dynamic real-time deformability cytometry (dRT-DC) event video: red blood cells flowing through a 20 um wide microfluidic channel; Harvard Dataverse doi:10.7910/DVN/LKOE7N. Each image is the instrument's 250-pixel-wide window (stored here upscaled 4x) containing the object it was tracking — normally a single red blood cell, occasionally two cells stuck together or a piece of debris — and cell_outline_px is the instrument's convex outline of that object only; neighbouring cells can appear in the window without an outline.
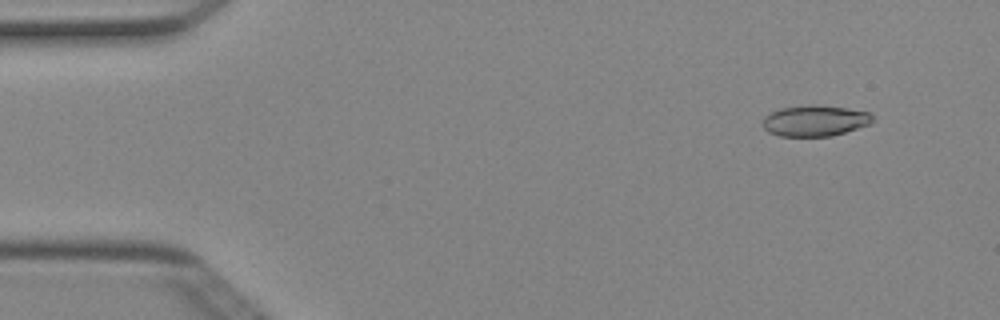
{"species": "Egyptian fruit bat (a non-hibernating species)", "species_latin": "Rousettus aegyptiacus", "temperature_condition": "cold", "stored_images_in_passage": 4, "camera_frame_rate_fps": 3000, "um_per_image_px": 0.085, "animal": {"sex": "female"}, "frame": {"image": 1, "passage_image": 2, "time_ms": 0.333, "image_size_px": [1000, 320], "cell_outline_px": [[872, 124], [832, 136], [780, 136], [768, 132], [764, 128], [764, 116], [780, 108], [808, 104], [820, 104], [848, 108], [868, 112], [872, 116]], "centroid_in_image_um": [69.29, 10.25], "position_along_channel_um": 15.7, "area_um2": 20.0}}
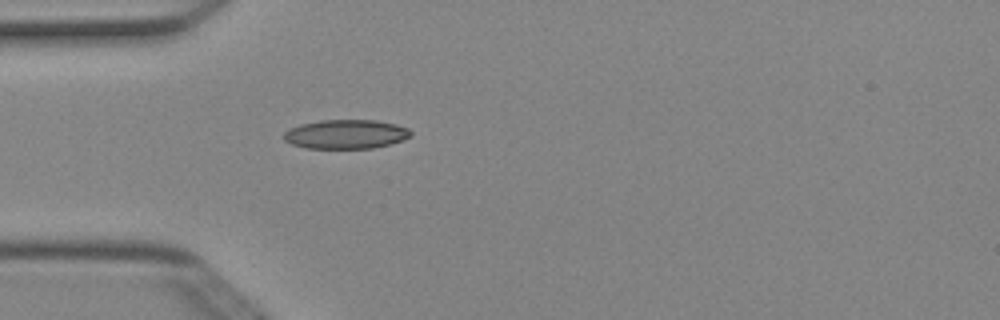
{"frame": {"image": 2, "passage_image": 4, "time_ms": 1.0, "image_size_px": [1000, 320], "cell_outline_px": [[412, 136], [392, 144], [372, 148], [304, 148], [292, 144], [284, 140], [284, 132], [300, 124], [320, 120], [376, 120], [396, 124], [408, 128], [412, 132]], "centroid_in_image_um": [29.43, 11.4], "position_along_channel_um": 55.6, "area_um2": 21.62}}